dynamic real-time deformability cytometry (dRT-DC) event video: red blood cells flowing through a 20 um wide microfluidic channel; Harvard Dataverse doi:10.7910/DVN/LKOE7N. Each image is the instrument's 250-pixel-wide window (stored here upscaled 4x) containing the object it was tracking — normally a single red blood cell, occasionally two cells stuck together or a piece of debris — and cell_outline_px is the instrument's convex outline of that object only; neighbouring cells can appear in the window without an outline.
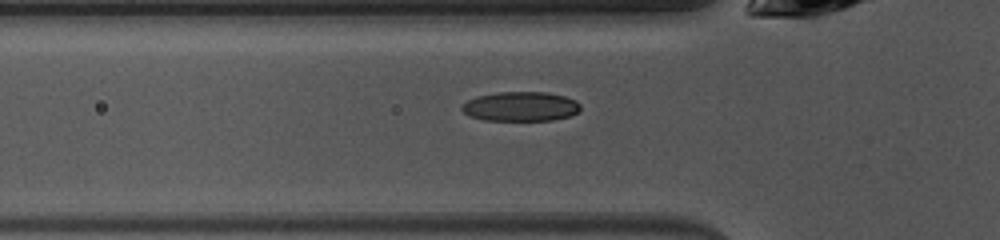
{"species": "common noctule bat (a hibernating species)", "species_latin": "Nyctalus noctula", "temperature_condition": "warm", "stored_images_in_passage": 36, "camera_frame_rate_fps": 3000, "um_per_image_px": 0.085, "animal": {"sex": "female", "body_mass_g": 10.0, "forearm_length_mm": 53.1}, "frame": {"image": 1, "passage_image": 2, "time_ms": 0.333, "image_size_px": [1000, 240], "cell_outline_px": [[580, 112], [568, 116], [552, 120], [484, 120], [472, 116], [464, 112], [460, 108], [468, 100], [476, 96], [500, 92], [548, 92], [564, 96], [576, 100], [580, 104]], "centroid_in_image_um": [44.29, 9.04], "position_along_channel_um": 81.5, "area_um2": 20.29}}
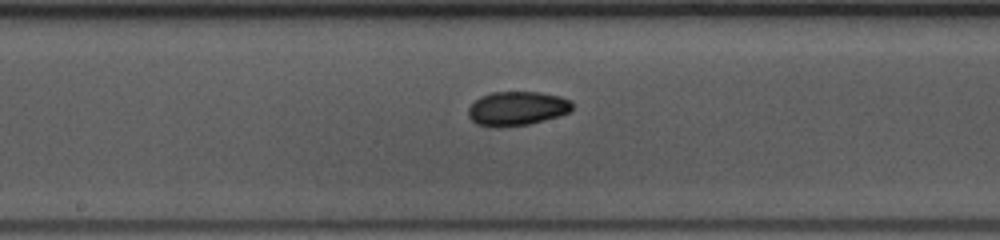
{"frame": {"image": 2, "passage_image": 11, "time_ms": 3.333, "image_size_px": [1000, 240], "cell_outline_px": [[572, 108], [568, 112], [544, 120], [528, 124], [496, 128], [492, 128], [476, 124], [468, 116], [468, 108], [480, 96], [492, 92], [540, 92], [560, 96], [572, 100]], "centroid_in_image_um": [43.92, 9.22], "position_along_channel_um": 204.3, "area_um2": 20.75}}
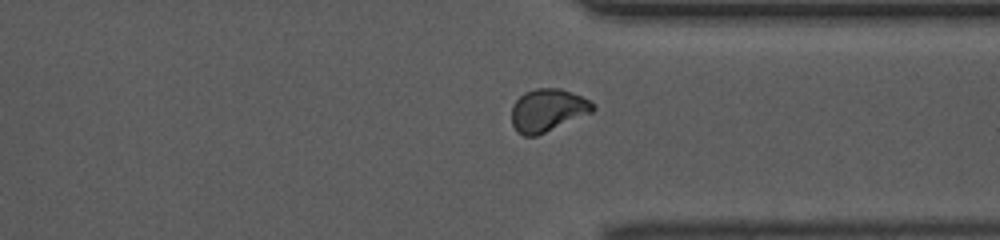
{"frame": {"image": 3, "passage_image": 23, "time_ms": 7.333, "image_size_px": [1000, 240], "cell_outline_px": [[596, 108], [592, 112], [536, 136], [524, 136], [516, 132], [512, 124], [512, 104], [524, 92], [536, 88], [560, 88], [572, 92], [588, 100]], "centroid_in_image_um": [46.51, 9.37], "position_along_channel_um": 364.9, "area_um2": 20.11}}